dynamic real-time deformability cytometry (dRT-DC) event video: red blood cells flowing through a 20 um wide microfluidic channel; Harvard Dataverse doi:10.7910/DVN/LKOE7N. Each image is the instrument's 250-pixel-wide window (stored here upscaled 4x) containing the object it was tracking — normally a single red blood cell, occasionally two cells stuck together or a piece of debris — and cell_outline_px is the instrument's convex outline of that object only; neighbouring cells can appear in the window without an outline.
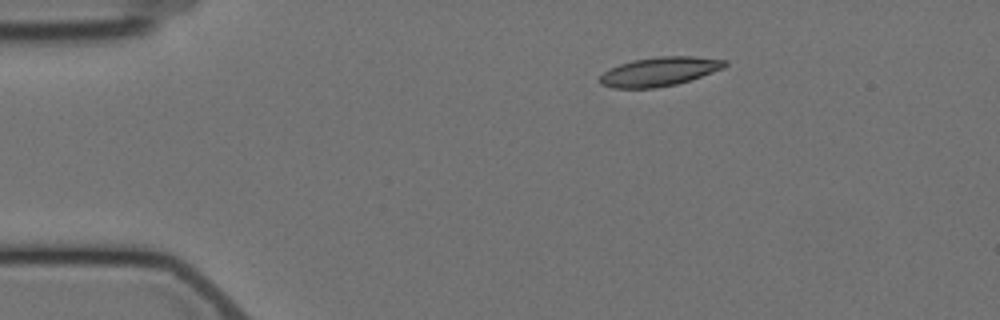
{"species": "Egyptian fruit bat (a non-hibernating species)", "species_latin": "Rousettus aegyptiacus", "temperature_condition": "cold", "stored_images_in_passage": 3, "camera_frame_rate_fps": 3000, "um_per_image_px": 0.085, "animal": {"sex": "female"}, "frame": {"image": 1, "passage_image": 1, "time_ms": 0.0, "image_size_px": [1000, 320], "cell_outline_px": [[728, 64], [724, 68], [676, 84], [656, 88], [612, 88], [600, 84], [600, 76], [604, 72], [620, 64], [632, 60], [660, 56], [692, 56], [728, 60]], "centroid_in_image_um": [56.06, 6.08], "position_along_channel_um": 28.9, "area_um2": 20.98}}